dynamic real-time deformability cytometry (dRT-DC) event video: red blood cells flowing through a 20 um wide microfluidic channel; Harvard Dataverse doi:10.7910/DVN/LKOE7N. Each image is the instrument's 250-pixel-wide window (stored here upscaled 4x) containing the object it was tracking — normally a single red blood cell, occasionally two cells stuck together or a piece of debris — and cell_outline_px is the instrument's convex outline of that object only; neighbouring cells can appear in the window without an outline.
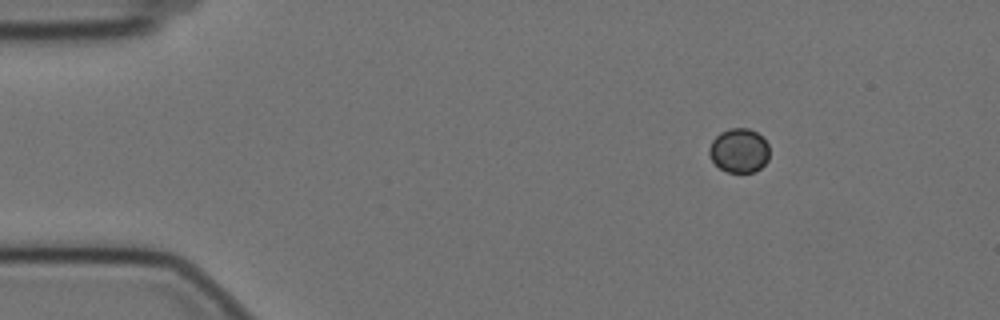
{"species": "Egyptian fruit bat (a non-hibernating species)", "species_latin": "Rousettus aegyptiacus", "temperature_condition": "cold", "stored_images_in_passage": 48, "camera_frame_rate_fps": 3000, "um_per_image_px": 0.085, "animal": {"sex": "female"}, "frame": {"image": 1, "passage_image": 1, "time_ms": 0.0, "image_size_px": [1000, 320], "cell_outline_px": [[768, 160], [760, 168], [752, 172], [728, 172], [720, 168], [712, 160], [708, 152], [708, 148], [712, 140], [720, 132], [728, 128], [748, 128], [756, 132], [768, 144]], "centroid_in_image_um": [62.8, 12.78], "position_along_channel_um": 22.2, "area_um2": 15.43}}
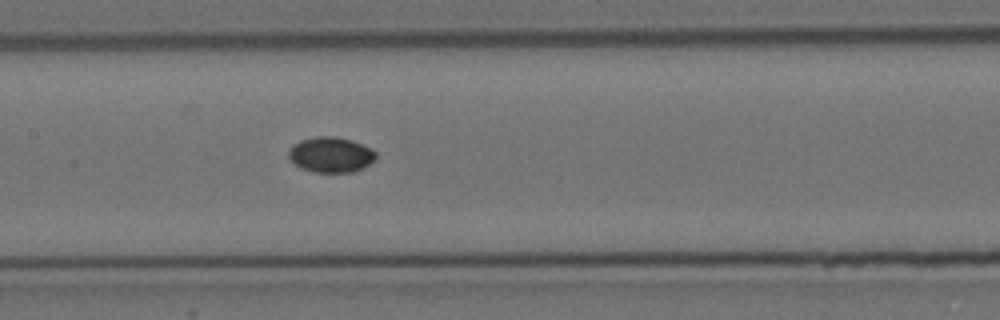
{"frame": {"image": 2, "passage_image": 21, "time_ms": 6.667, "image_size_px": [1000, 320], "cell_outline_px": [[376, 156], [368, 164], [352, 172], [316, 172], [300, 168], [288, 156], [288, 152], [292, 144], [300, 140], [316, 136], [336, 136], [352, 140], [372, 148], [376, 152]], "centroid_in_image_um": [28.1, 13.12], "position_along_channel_um": 179.3, "area_um2": 17.92}}
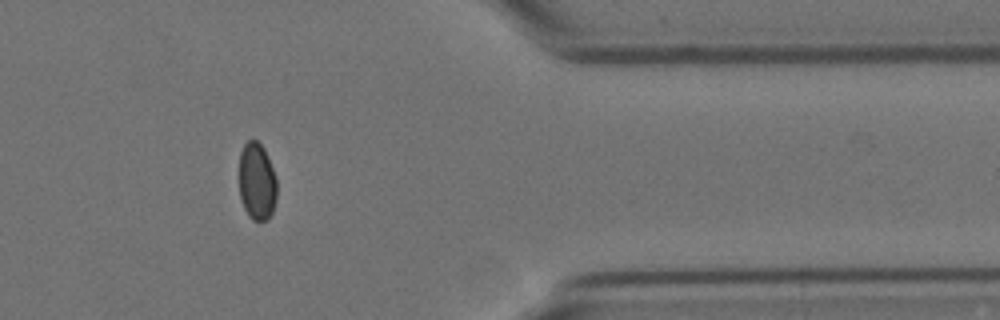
{"frame": {"image": 3, "passage_image": 41, "time_ms": 13.333, "image_size_px": [1000, 320], "cell_outline_px": [[276, 200], [272, 212], [268, 220], [252, 220], [248, 216], [244, 208], [240, 196], [240, 152], [244, 144], [248, 140], [256, 140], [264, 148], [276, 176]], "centroid_in_image_um": [21.84, 15.44], "position_along_channel_um": 389.6, "area_um2": 17.05}}